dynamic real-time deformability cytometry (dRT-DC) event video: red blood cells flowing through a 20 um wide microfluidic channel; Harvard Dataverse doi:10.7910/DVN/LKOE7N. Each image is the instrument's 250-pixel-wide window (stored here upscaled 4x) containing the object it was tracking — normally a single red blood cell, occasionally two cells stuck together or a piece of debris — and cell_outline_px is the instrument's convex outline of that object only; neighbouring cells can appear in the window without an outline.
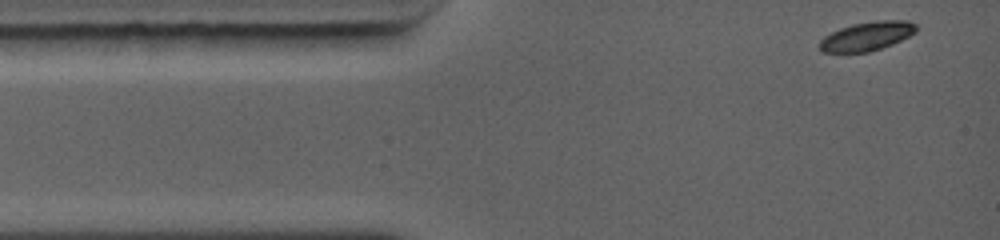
{"species": "common noctule bat (a hibernating species)", "species_latin": "Nyctalus noctula", "temperature_condition": "warm", "stored_images_in_passage": 30, "camera_frame_rate_fps": 5000, "um_per_image_px": 0.085, "animal": {"sex": "female", "body_mass_g": 19.0, "forearm_length_mm": 56.7}, "frame": {"image": 1, "passage_image": 1, "time_ms": 0.0, "image_size_px": [1000, 240], "cell_outline_px": [[916, 32], [892, 44], [868, 52], [820, 52], [820, 40], [824, 36], [840, 28], [852, 24], [876, 20], [908, 20], [916, 24]], "centroid_in_image_um": [73.68, 3.06], "position_along_channel_um": 11.3, "area_um2": 16.18}}
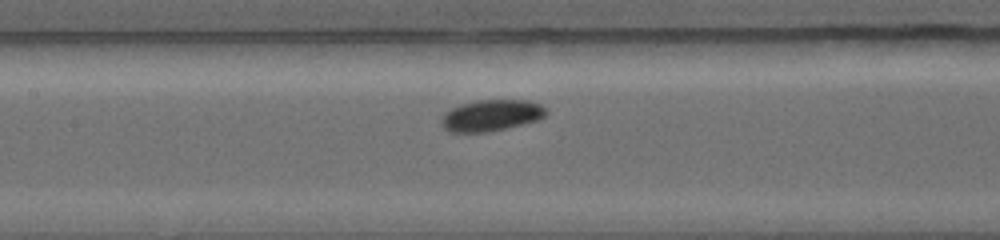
{"frame": {"image": 2, "passage_image": 13, "time_ms": 4.8, "image_size_px": [1000, 240], "cell_outline_px": [[548, 112], [544, 116], [536, 120], [488, 132], [448, 132], [444, 128], [440, 120], [444, 112], [460, 104], [476, 100], [528, 100], [540, 104]], "centroid_in_image_um": [41.71, 9.8], "position_along_channel_um": 165.7, "area_um2": 19.02}}
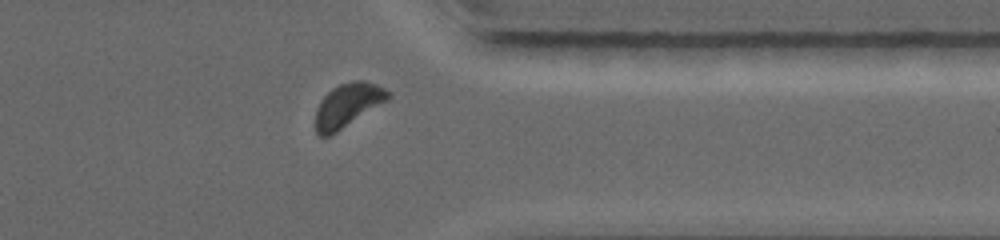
{"frame": {"image": 3, "passage_image": 26, "time_ms": 9.8, "image_size_px": [1000, 240], "cell_outline_px": [[392, 96], [388, 100], [336, 132], [328, 136], [320, 136], [316, 132], [316, 108], [320, 100], [332, 88], [340, 84], [352, 80], [364, 80], [376, 84], [384, 88]], "centroid_in_image_um": [29.56, 8.92], "position_along_channel_um": 381.8, "area_um2": 18.32}, "authors_computed_cell_mechanics": {"area_um2": 18.0336, "velocity_mm_per_s": 4.4126, "shape_relaxation_time_tau1_ms": 1.312, "shape_relaxation_time_tau2_ms": null, "deformation_change_tau1": 0.0865, "deformation_change_tau2": null}}